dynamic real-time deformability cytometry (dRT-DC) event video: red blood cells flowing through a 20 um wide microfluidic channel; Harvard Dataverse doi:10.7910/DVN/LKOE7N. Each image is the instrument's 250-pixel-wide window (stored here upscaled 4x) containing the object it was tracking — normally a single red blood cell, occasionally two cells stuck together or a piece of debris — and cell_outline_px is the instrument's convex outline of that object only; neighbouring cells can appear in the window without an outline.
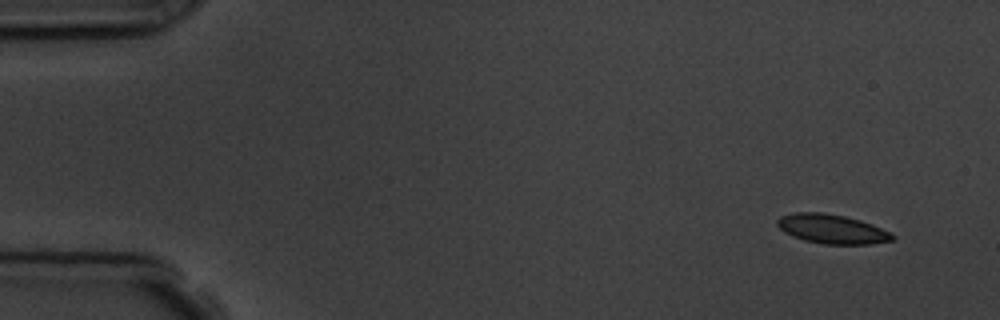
{"species": "common noctule bat (a hibernating species)", "species_latin": "Nyctalus noctula", "temperature_condition": "room temperature", "stored_images_in_passage": 7, "camera_frame_rate_fps": 3000, "um_per_image_px": 0.085, "animal": {"sex": "male", "body_mass_g": 19.5, "forearm_length_mm": 54.6}, "frame": {"image": 1, "passage_image": 1, "time_ms": 0.0, "image_size_px": [1000, 320], "cell_outline_px": [[896, 236], [892, 240], [868, 244], [824, 244], [804, 240], [792, 236], [784, 232], [776, 224], [776, 220], [780, 216], [792, 212], [824, 212], [844, 216], [860, 220], [872, 224], [892, 232]], "centroid_in_image_um": [70.7, 19.45], "position_along_channel_um": 14.3, "area_um2": 19.77}}
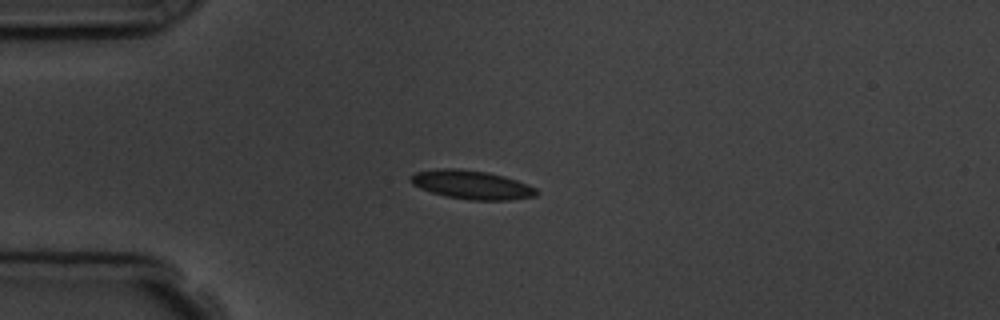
{"frame": {"image": 2, "passage_image": 4, "time_ms": 3.333, "image_size_px": [1000, 320], "cell_outline_px": [[540, 192], [536, 196], [508, 200], [472, 200], [444, 196], [420, 188], [412, 184], [408, 180], [408, 176], [416, 172], [436, 168], [460, 168], [488, 172], [504, 176], [528, 184], [536, 188]], "centroid_in_image_um": [40.07, 15.69], "position_along_channel_um": 44.9, "area_um2": 21.33}}